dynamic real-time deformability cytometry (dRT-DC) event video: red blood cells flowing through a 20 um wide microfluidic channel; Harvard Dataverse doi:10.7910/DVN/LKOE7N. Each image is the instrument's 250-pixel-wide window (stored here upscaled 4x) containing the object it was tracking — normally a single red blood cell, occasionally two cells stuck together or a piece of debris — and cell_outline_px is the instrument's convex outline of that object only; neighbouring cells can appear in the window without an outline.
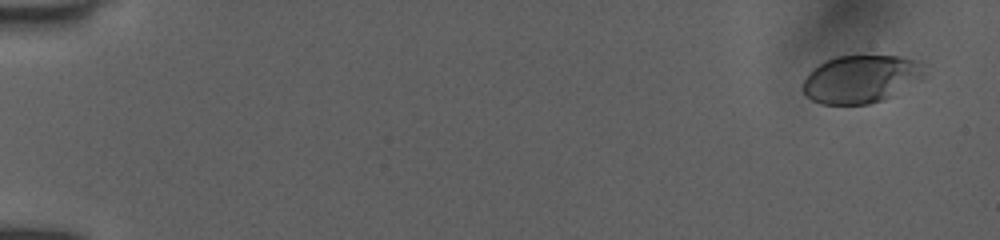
{"species": "human", "species_latin": "Homo sapiens", "temperature_condition": "room temperature", "stored_images_in_passage": 34, "camera_frame_rate_fps": 3000, "um_per_image_px": 0.085, "donor": {"sex": "female"}, "frame": {"image": 1, "passage_image": 2, "time_ms": 1.0, "image_size_px": [1000, 240], "cell_outline_px": [[924, 76], [920, 80], [892, 96], [884, 100], [868, 104], [820, 104], [812, 100], [804, 92], [804, 80], [808, 72], [824, 60], [836, 56], [900, 56], [912, 60], [924, 72]], "centroid_in_image_um": [73.12, 6.73], "position_along_channel_um": 11.9, "area_um2": 33.52}}
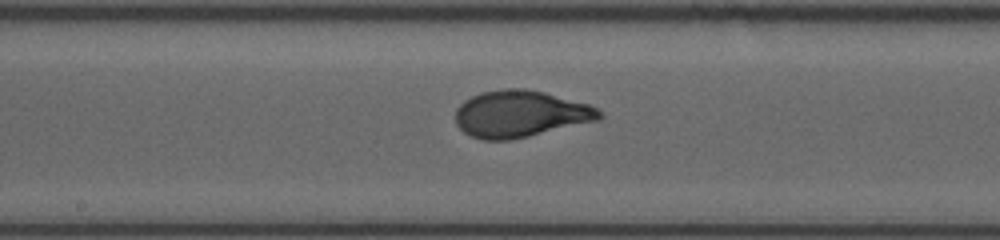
{"frame": {"image": 2, "passage_image": 15, "time_ms": 10.0, "image_size_px": [1000, 240], "cell_outline_px": [[604, 116], [600, 120], [528, 136], [508, 140], [480, 140], [464, 132], [456, 124], [456, 108], [464, 100], [480, 92], [504, 88], [524, 88], [544, 92], [588, 104], [596, 108]], "centroid_in_image_um": [44.21, 9.68], "position_along_channel_um": 204.0, "area_um2": 39.19}}
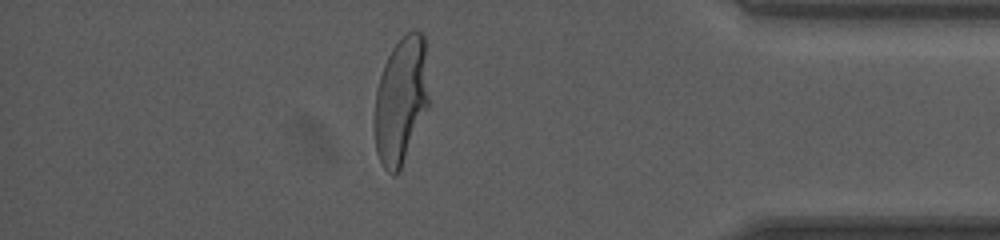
{"frame": {"image": 3, "passage_image": 30, "time_ms": 15.667, "image_size_px": [1000, 240], "cell_outline_px": [[432, 104], [400, 172], [396, 176], [392, 176], [384, 168], [376, 152], [372, 124], [376, 88], [384, 64], [392, 48], [408, 32], [420, 32], [424, 36]], "centroid_in_image_um": [34.11, 8.63], "position_along_channel_um": 401.1, "area_um2": 42.08}, "authors_computed_cell_mechanics": {"area_um2": 38.8994, "velocity_mm_per_s": 3.9684, "shape_relaxation_time_tau1_ms": 3.2021, "shape_relaxation_time_tau2_ms": null, "deformation_change_tau1": 0.1397, "deformation_change_tau2": null}}